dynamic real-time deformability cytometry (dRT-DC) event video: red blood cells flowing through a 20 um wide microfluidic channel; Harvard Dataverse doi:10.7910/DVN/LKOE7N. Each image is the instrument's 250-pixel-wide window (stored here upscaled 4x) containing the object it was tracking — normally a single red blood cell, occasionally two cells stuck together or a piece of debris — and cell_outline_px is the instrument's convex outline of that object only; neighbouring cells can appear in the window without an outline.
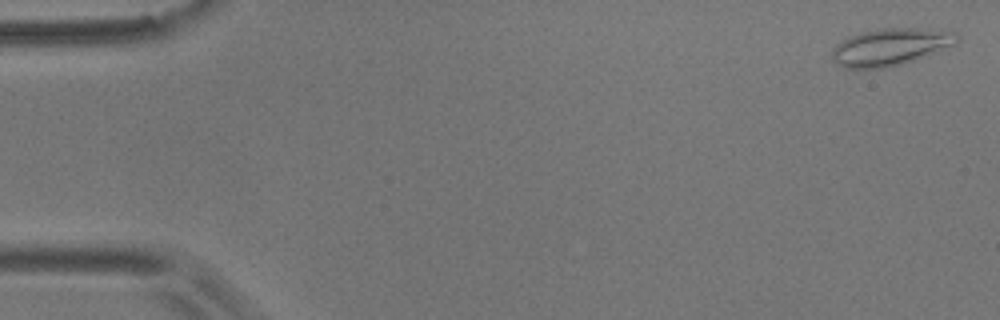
{"species": "common noctule bat (a hibernating species)", "species_latin": "Nyctalus noctula", "temperature_condition": "room temperature", "stored_images_in_passage": 57, "camera_frame_rate_fps": 3000, "um_per_image_px": 0.085, "animal": {"sex": "male", "body_mass_g": 17.9}, "frame": {"image": 1, "passage_image": 2, "time_ms": 0.333, "image_size_px": [1000, 320], "cell_outline_px": [[960, 36], [956, 44], [912, 60], [900, 64], [884, 68], [844, 68], [832, 60], [832, 52], [836, 44], [848, 36], [860, 32], [876, 28], [920, 28], [956, 32]], "centroid_in_image_um": [75.65, 3.97], "position_along_channel_um": 9.3, "area_um2": 26.93}}
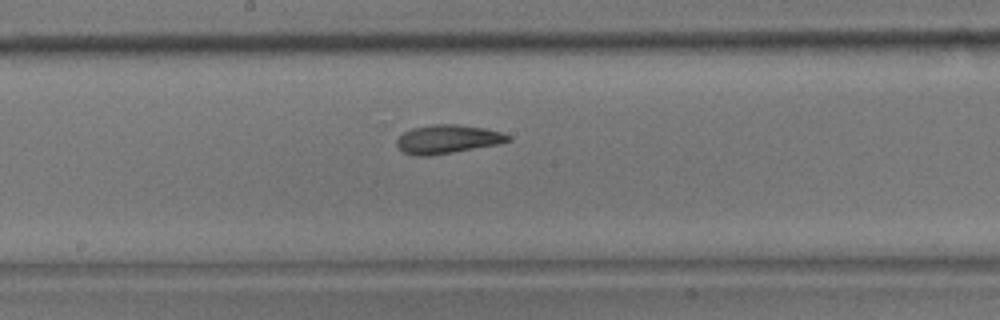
{"frame": {"image": 2, "passage_image": 30, "time_ms": 9.667, "image_size_px": [1000, 320], "cell_outline_px": [[512, 140], [500, 144], [428, 156], [412, 156], [404, 152], [396, 144], [396, 140], [404, 132], [412, 128], [432, 124], [460, 124], [484, 128], [500, 132], [512, 136]], "centroid_in_image_um": [38.06, 11.83], "position_along_channel_um": 210.1, "area_um2": 18.67}}
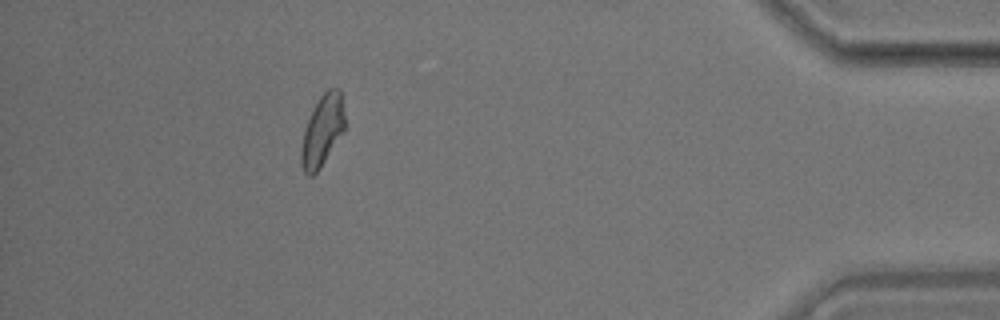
{"frame": {"image": 3, "passage_image": 51, "time_ms": 16.667, "image_size_px": [1000, 320], "cell_outline_px": [[344, 132], [320, 168], [312, 176], [308, 176], [304, 172], [300, 164], [300, 148], [304, 128], [320, 96], [328, 88], [340, 88], [344, 116]], "centroid_in_image_um": [27.38, 11.14], "position_along_channel_um": 407.8, "area_um2": 18.09}, "authors_computed_cell_mechanics": {"area_um2": 18.5538, "velocity_mm_per_s": 3.5626, "shape_relaxation_time_tau1_ms": 6.2612, "shape_relaxation_time_tau2_ms": 2.1016, "deformation_change_tau1": 0.1486, "deformation_change_tau2": 0.0897}}